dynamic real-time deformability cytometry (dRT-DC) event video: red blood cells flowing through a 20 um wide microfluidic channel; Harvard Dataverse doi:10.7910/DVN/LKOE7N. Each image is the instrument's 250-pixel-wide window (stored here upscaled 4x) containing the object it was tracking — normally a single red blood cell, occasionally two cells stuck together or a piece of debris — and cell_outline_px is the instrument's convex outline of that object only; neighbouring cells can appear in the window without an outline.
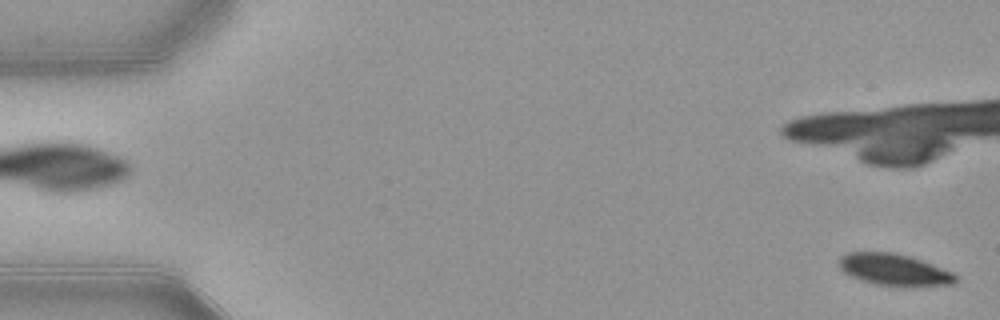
{"species": "common noctule bat (a hibernating species)", "species_latin": "Nyctalus noctula", "temperature_condition": "warm", "stored_images_in_passage": 20, "camera_frame_rate_fps": 3000, "um_per_image_px": 0.085, "animal": {"sex": "female", "body_mass_g": 21.9}, "frame": {"image": 1, "passage_image": 1, "time_ms": 0.0, "image_size_px": [1000, 320], "cell_outline_px": [[956, 280], [952, 284], [908, 288], [876, 284], [860, 280], [844, 272], [836, 264], [840, 256], [848, 252], [892, 252], [908, 256], [932, 264], [952, 272], [956, 276]], "centroid_in_image_um": [75.97, 22.94], "position_along_channel_um": 9.0, "area_um2": 21.79}}